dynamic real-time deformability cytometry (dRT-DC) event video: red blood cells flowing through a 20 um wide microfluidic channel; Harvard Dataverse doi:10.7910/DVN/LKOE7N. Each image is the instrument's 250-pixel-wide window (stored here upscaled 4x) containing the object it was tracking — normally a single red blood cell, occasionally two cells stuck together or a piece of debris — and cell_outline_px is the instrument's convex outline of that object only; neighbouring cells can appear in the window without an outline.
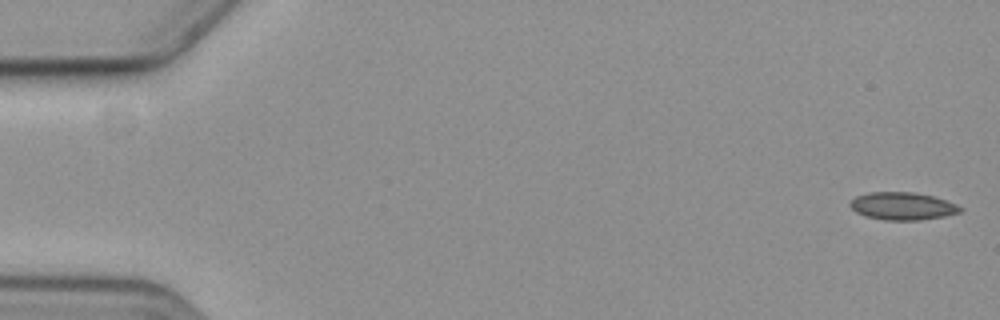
{"species": "common noctule bat (a hibernating species)", "species_latin": "Nyctalus noctula", "temperature_condition": "cold", "stored_images_in_passage": 3, "camera_frame_rate_fps": 3000, "um_per_image_px": 0.085, "animal": {"sex": "female", "body_mass_g": 19.3, "forearm_length_mm": 54.1}, "frame": {"image": 1, "passage_image": 1, "time_ms": 0.0, "image_size_px": [1000, 320], "cell_outline_px": [[964, 208], [960, 212], [944, 216], [920, 220], [884, 220], [864, 216], [856, 212], [848, 204], [856, 196], [868, 192], [912, 192], [932, 196], [956, 204]], "centroid_in_image_um": [76.69, 17.52], "position_along_channel_um": 8.3, "area_um2": 17.69}}